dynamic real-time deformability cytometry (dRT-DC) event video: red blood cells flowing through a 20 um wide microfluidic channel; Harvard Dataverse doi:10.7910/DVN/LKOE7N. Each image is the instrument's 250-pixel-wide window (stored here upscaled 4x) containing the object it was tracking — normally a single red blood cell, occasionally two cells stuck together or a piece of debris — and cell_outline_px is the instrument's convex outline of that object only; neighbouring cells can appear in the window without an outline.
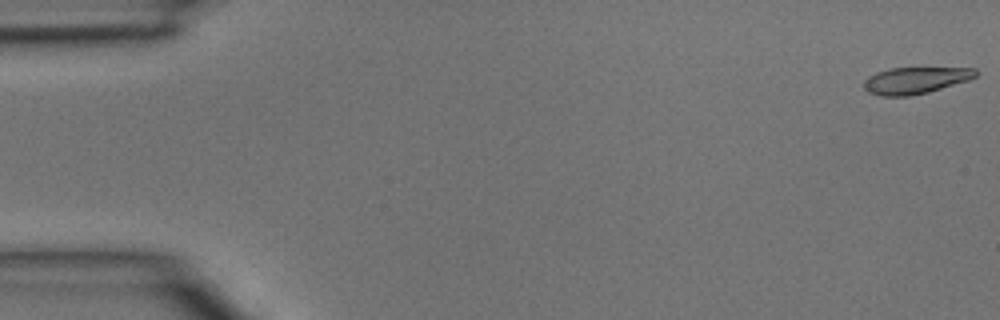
{"species": "common noctule bat (a hibernating species)", "species_latin": "Nyctalus noctula", "temperature_condition": "room temperature", "stored_images_in_passage": 45, "camera_frame_rate_fps": 3000, "um_per_image_px": 0.085, "animal": {"sex": "male", "body_mass_g": 15.6}, "frame": {"image": 1, "passage_image": 1, "time_ms": 0.0, "image_size_px": [1000, 320], "cell_outline_px": [[980, 72], [976, 76], [968, 80], [928, 92], [908, 96], [880, 96], [868, 92], [864, 88], [864, 80], [868, 76], [876, 72], [888, 68], [976, 68]], "centroid_in_image_um": [77.79, 6.82], "position_along_channel_um": 7.2, "area_um2": 17.4}}
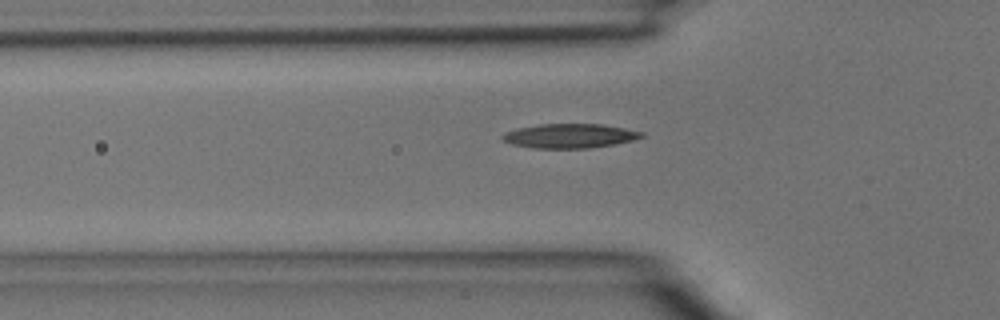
{"frame": {"image": 2, "passage_image": 15, "time_ms": 4.667, "image_size_px": [1000, 320], "cell_outline_px": [[644, 136], [632, 140], [612, 144], [588, 148], [532, 148], [512, 144], [504, 140], [500, 136], [504, 132], [516, 128], [540, 124], [600, 124], [624, 128], [644, 132]], "centroid_in_image_um": [48.38, 11.54], "position_along_channel_um": 77.4, "area_um2": 19.59}}
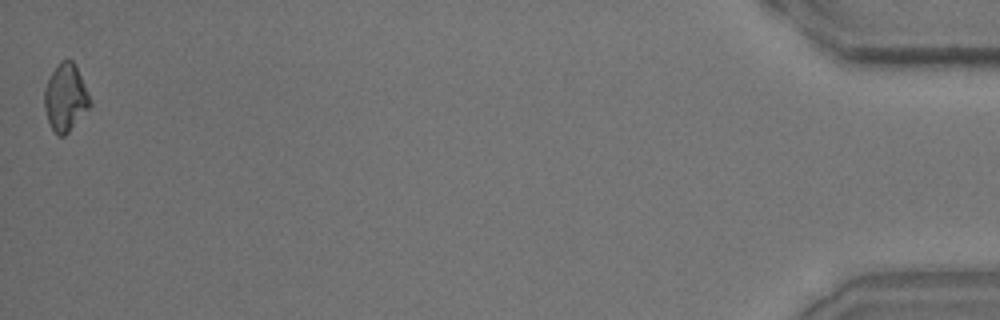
{"frame": {"image": 3, "passage_image": 45, "time_ms": 14.667, "image_size_px": [1000, 320], "cell_outline_px": [[92, 104], [68, 132], [64, 136], [56, 136], [48, 120], [44, 108], [44, 88], [56, 64], [60, 60], [72, 60], [92, 100]], "centroid_in_image_um": [5.55, 8.3], "position_along_channel_um": 429.6, "area_um2": 17.74}}